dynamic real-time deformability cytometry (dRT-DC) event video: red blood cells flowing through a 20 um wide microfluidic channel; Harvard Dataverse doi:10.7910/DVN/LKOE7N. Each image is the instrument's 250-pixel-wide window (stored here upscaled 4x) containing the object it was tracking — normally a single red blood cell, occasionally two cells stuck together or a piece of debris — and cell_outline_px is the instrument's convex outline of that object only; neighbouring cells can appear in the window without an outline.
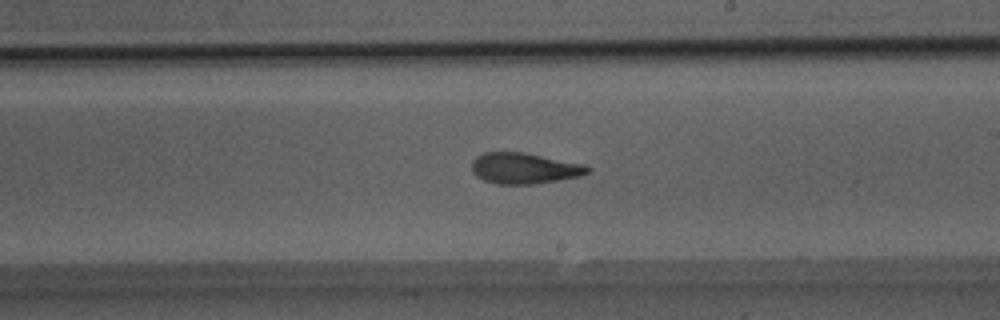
{"species": "Egyptian fruit bat (a non-hibernating species)", "species_latin": "Rousettus aegyptiacus", "temperature_condition": "room temperature", "stored_images_in_passage": 37, "camera_frame_rate_fps": 3000, "um_per_image_px": 0.085, "animal": {"sex": "male"}, "frame": {"image": 1, "passage_image": 17, "time_ms": 5.333, "image_size_px": [1000, 320], "cell_outline_px": [[592, 168], [588, 172], [580, 176], [532, 184], [496, 184], [484, 180], [476, 176], [472, 172], [472, 160], [476, 156], [484, 152], [524, 152], [584, 164]], "centroid_in_image_um": [44.54, 14.3], "position_along_channel_um": 244.5, "area_um2": 20.87}}
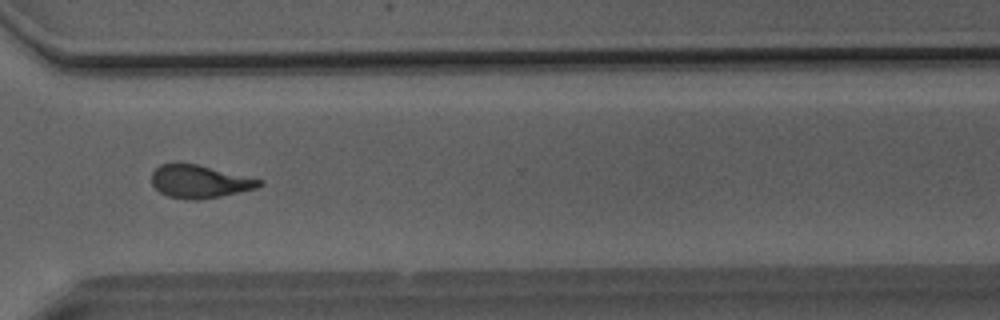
{"frame": {"image": 2, "passage_image": 25, "time_ms": 8.0, "image_size_px": [1000, 320], "cell_outline_px": [[264, 184], [256, 188], [220, 196], [200, 200], [192, 200], [168, 196], [160, 192], [152, 184], [152, 172], [160, 164], [172, 160], [176, 160], [196, 164], [264, 180]], "centroid_in_image_um": [16.92, 15.39], "position_along_channel_um": 353.7, "area_um2": 20.98}}
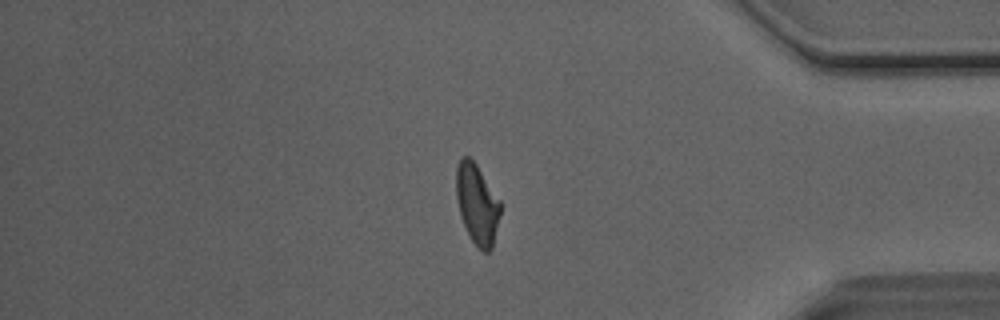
{"frame": {"image": 3, "passage_image": 30, "time_ms": 9.667, "image_size_px": [1000, 320], "cell_outline_px": [[504, 204], [492, 248], [488, 252], [484, 252], [472, 240], [460, 216], [456, 200], [456, 168], [460, 160], [464, 156], [468, 156], [476, 164]], "centroid_in_image_um": [40.59, 17.34], "position_along_channel_um": 394.6, "area_um2": 20.92}, "authors_computed_cell_mechanics": {"area_um2": 21.0392, "velocity_mm_per_s": 4.0886, "shape_relaxation_time_tau1_ms": 9.7541, "shape_relaxation_time_tau2_ms": 1.7749, "deformation_change_tau1": 0.2852, "deformation_change_tau2": 0.1079}}